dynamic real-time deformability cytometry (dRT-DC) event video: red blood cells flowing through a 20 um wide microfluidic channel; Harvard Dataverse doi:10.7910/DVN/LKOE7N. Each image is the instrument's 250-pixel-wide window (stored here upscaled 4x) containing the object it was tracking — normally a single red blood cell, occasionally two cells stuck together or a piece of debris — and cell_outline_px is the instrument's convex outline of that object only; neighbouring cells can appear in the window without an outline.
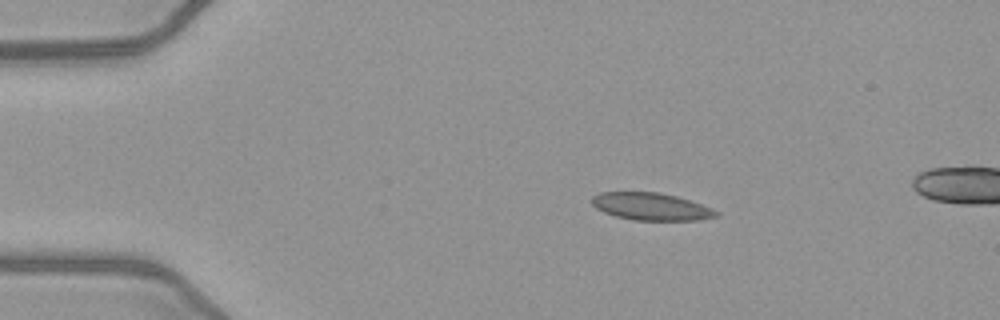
{"species": "common noctule bat (a hibernating species)", "species_latin": "Nyctalus noctula", "temperature_condition": "warm", "stored_images_in_passage": 8, "camera_frame_rate_fps": 3000, "um_per_image_px": 0.085, "animal": {"sex": "female", "body_mass_g": 21.9}, "frame": {"image": 1, "passage_image": 1, "time_ms": 0.0, "image_size_px": [1000, 320], "cell_outline_px": [[720, 216], [700, 220], [632, 220], [616, 216], [604, 212], [596, 208], [592, 204], [592, 196], [600, 192], [656, 192], [676, 196], [712, 208], [720, 212]], "centroid_in_image_um": [55.36, 17.56], "position_along_channel_um": 29.6, "area_um2": 19.83}}